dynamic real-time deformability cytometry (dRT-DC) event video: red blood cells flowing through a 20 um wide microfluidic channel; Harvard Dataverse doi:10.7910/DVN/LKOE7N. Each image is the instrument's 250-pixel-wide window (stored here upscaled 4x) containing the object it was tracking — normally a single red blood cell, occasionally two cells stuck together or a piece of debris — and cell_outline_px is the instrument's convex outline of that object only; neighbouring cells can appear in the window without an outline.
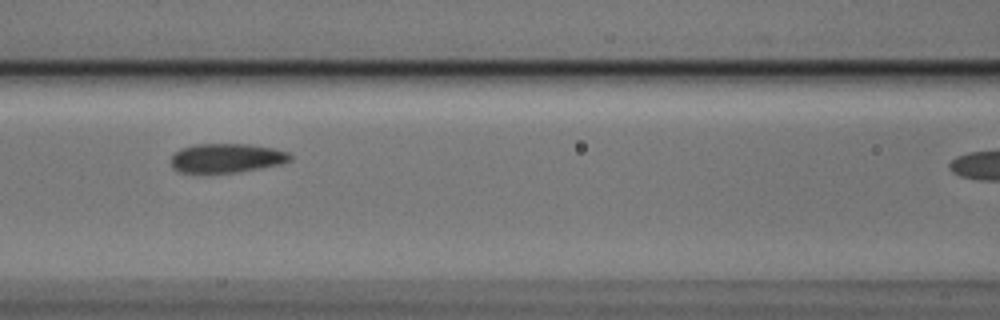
{"species": "Egyptian fruit bat (a non-hibernating species)", "species_latin": "Rousettus aegyptiacus", "temperature_condition": "cold", "stored_images_in_passage": 4, "camera_frame_rate_fps": 3000, "um_per_image_px": 0.085, "animal": {"sex": "male"}, "frame": {"image": 1, "passage_image": 3, "time_ms": 0.667, "image_size_px": [1000, 320], "cell_outline_px": [[292, 160], [280, 164], [260, 168], [236, 172], [180, 172], [172, 168], [172, 156], [180, 148], [196, 144], [248, 144], [276, 148], [288, 152], [292, 156]], "centroid_in_image_um": [19.29, 13.42], "position_along_channel_um": 147.3, "area_um2": 20.17}}